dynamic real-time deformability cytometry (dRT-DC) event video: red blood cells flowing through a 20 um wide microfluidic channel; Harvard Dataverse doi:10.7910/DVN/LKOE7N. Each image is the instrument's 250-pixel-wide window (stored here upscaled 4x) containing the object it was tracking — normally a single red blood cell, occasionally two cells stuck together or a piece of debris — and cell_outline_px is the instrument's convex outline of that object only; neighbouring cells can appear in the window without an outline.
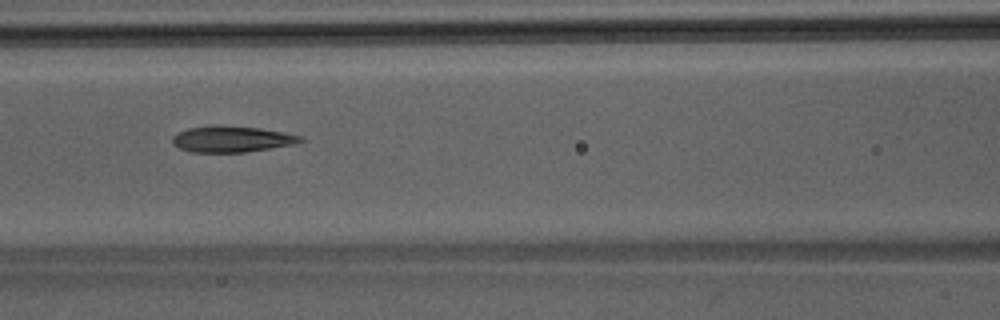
{"species": "Egyptian fruit bat (a non-hibernating species)", "species_latin": "Rousettus aegyptiacus", "temperature_condition": "room temperature", "stored_images_in_passage": 32, "camera_frame_rate_fps": 3000, "um_per_image_px": 0.085, "animal": {"sex": "male"}, "frame": {"image": 1, "passage_image": 7, "time_ms": 2.0, "image_size_px": [1000, 320], "cell_outline_px": [[304, 140], [296, 144], [244, 152], [188, 152], [180, 148], [172, 140], [172, 136], [176, 132], [188, 128], [260, 128], [284, 132], [300, 136]], "centroid_in_image_um": [19.72, 11.87], "position_along_channel_um": 146.9, "area_um2": 18.55}}
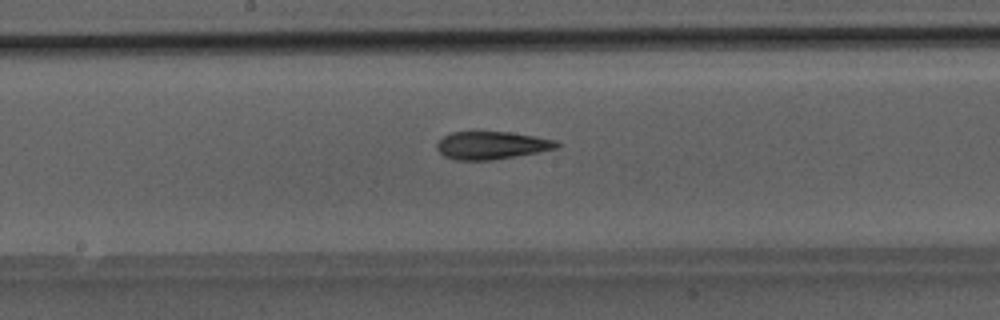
{"frame": {"image": 2, "passage_image": 11, "time_ms": 3.333, "image_size_px": [1000, 320], "cell_outline_px": [[560, 144], [556, 148], [536, 152], [492, 160], [452, 160], [444, 156], [436, 148], [436, 144], [444, 136], [452, 132], [508, 132], [536, 136], [556, 140]], "centroid_in_image_um": [41.76, 12.35], "position_along_channel_um": 206.4, "area_um2": 19.25}}
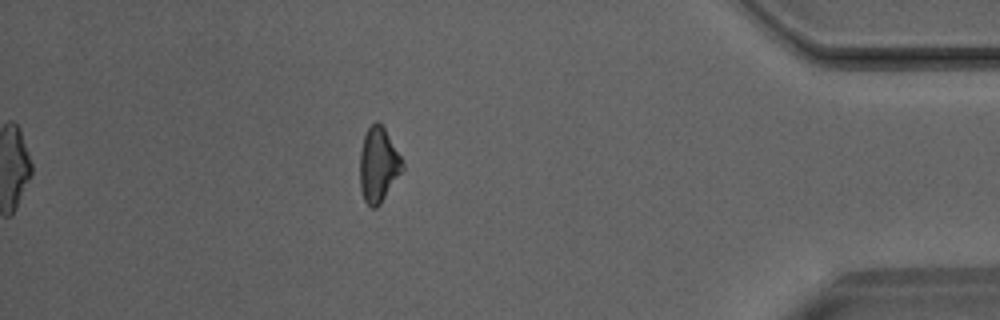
{"frame": {"image": 3, "passage_image": 27, "time_ms": 8.667, "image_size_px": [1000, 320], "cell_outline_px": [[404, 168], [380, 204], [376, 208], [372, 208], [364, 200], [360, 188], [360, 152], [364, 136], [368, 128], [376, 120], [384, 128], [400, 156], [404, 164]], "centroid_in_image_um": [32.15, 14.03], "position_along_channel_um": 403.1, "area_um2": 18.26}}